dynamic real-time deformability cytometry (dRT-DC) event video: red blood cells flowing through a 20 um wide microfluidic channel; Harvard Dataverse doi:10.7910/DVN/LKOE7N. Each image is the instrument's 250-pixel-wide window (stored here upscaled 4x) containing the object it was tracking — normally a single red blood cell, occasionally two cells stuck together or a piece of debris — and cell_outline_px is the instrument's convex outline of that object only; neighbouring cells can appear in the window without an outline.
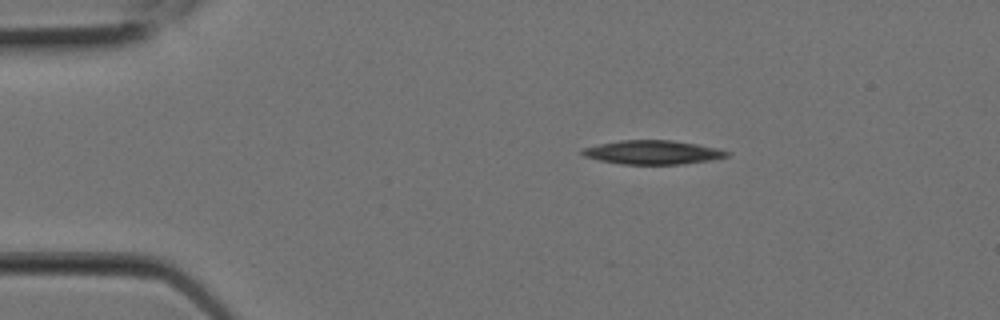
{"species": "Egyptian fruit bat (a non-hibernating species)", "species_latin": "Rousettus aegyptiacus", "temperature_condition": "room temperature", "stored_images_in_passage": 7, "camera_frame_rate_fps": 3000, "um_per_image_px": 0.085, "animal": {"sex": "female"}, "frame": {"image": 1, "passage_image": 2, "time_ms": 0.333, "image_size_px": [1000, 320], "cell_outline_px": [[732, 152], [728, 156], [712, 160], [684, 164], [620, 164], [600, 160], [584, 156], [580, 152], [580, 148], [620, 140], [672, 140], [696, 144], [716, 148]], "centroid_in_image_um": [55.48, 12.95], "position_along_channel_um": 29.5, "area_um2": 20.17}}
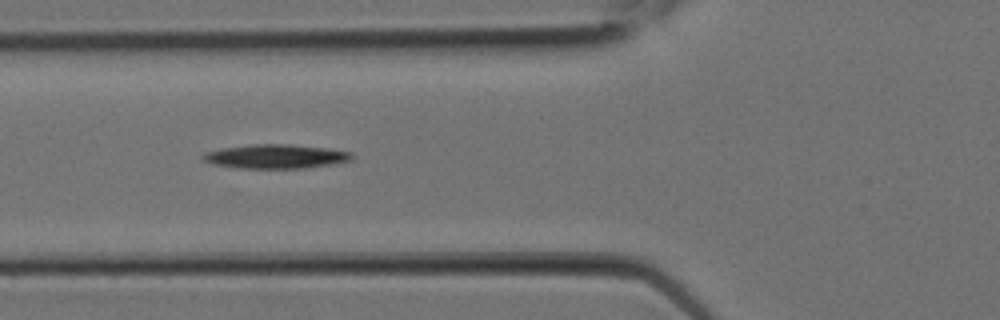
{"frame": {"image": 2, "passage_image": 6, "time_ms": 1.667, "image_size_px": [1000, 320], "cell_outline_px": [[352, 160], [332, 164], [304, 168], [240, 168], [212, 164], [204, 160], [200, 156], [204, 152], [220, 148], [252, 144], [288, 144], [328, 148], [352, 152]], "centroid_in_image_um": [23.41, 13.29], "position_along_channel_um": 102.4, "area_um2": 20.98}}
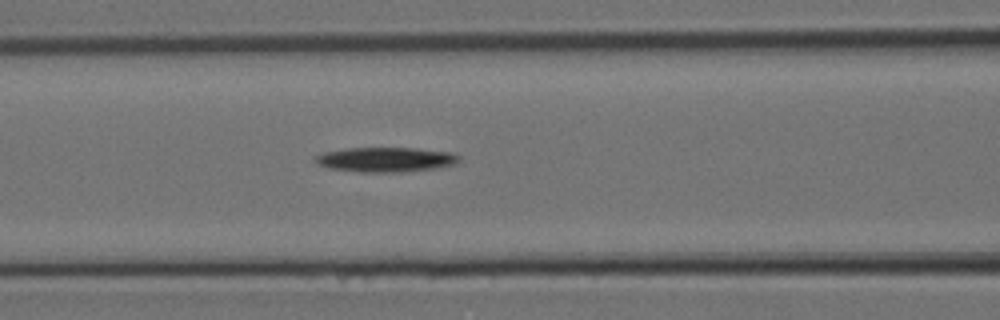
{"frame": {"image": 3, "passage_image": 7, "time_ms": 2.0, "image_size_px": [1000, 320], "cell_outline_px": [[460, 160], [456, 164], [436, 168], [404, 172], [360, 172], [328, 168], [316, 164], [312, 160], [316, 156], [324, 152], [344, 148], [416, 148], [452, 152], [460, 156]], "centroid_in_image_um": [32.78, 13.56], "position_along_channel_um": 133.8, "area_um2": 20.98}}